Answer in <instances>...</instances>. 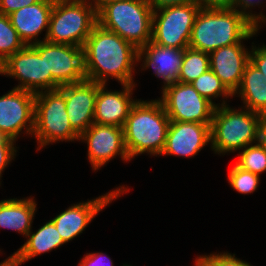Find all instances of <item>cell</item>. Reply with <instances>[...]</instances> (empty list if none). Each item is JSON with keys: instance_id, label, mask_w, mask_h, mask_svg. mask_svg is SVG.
I'll return each mask as SVG.
<instances>
[{"instance_id": "6da1fadb", "label": "cell", "mask_w": 266, "mask_h": 266, "mask_svg": "<svg viewBox=\"0 0 266 266\" xmlns=\"http://www.w3.org/2000/svg\"><path fill=\"white\" fill-rule=\"evenodd\" d=\"M83 58L87 80L106 85L112 77L121 85H136L133 73L138 49L98 23L83 45Z\"/></svg>"}, {"instance_id": "7a4b0ae2", "label": "cell", "mask_w": 266, "mask_h": 266, "mask_svg": "<svg viewBox=\"0 0 266 266\" xmlns=\"http://www.w3.org/2000/svg\"><path fill=\"white\" fill-rule=\"evenodd\" d=\"M169 124V117L159 99H138L123 125L124 143L130 160L144 153L160 156L165 148Z\"/></svg>"}, {"instance_id": "3957f363", "label": "cell", "mask_w": 266, "mask_h": 266, "mask_svg": "<svg viewBox=\"0 0 266 266\" xmlns=\"http://www.w3.org/2000/svg\"><path fill=\"white\" fill-rule=\"evenodd\" d=\"M258 32L235 9H200L191 31L189 48L210 53L248 40Z\"/></svg>"}, {"instance_id": "277c9868", "label": "cell", "mask_w": 266, "mask_h": 266, "mask_svg": "<svg viewBox=\"0 0 266 266\" xmlns=\"http://www.w3.org/2000/svg\"><path fill=\"white\" fill-rule=\"evenodd\" d=\"M261 118L262 115L242 107L232 109L228 104L215 107L210 126L212 151L225 155L257 143Z\"/></svg>"}, {"instance_id": "5b68a950", "label": "cell", "mask_w": 266, "mask_h": 266, "mask_svg": "<svg viewBox=\"0 0 266 266\" xmlns=\"http://www.w3.org/2000/svg\"><path fill=\"white\" fill-rule=\"evenodd\" d=\"M153 12L149 0H119L105 5L97 18L103 28L141 49L151 41Z\"/></svg>"}, {"instance_id": "8992f818", "label": "cell", "mask_w": 266, "mask_h": 266, "mask_svg": "<svg viewBox=\"0 0 266 266\" xmlns=\"http://www.w3.org/2000/svg\"><path fill=\"white\" fill-rule=\"evenodd\" d=\"M97 23V12L86 0H55L45 41L83 47Z\"/></svg>"}, {"instance_id": "52a82bcc", "label": "cell", "mask_w": 266, "mask_h": 266, "mask_svg": "<svg viewBox=\"0 0 266 266\" xmlns=\"http://www.w3.org/2000/svg\"><path fill=\"white\" fill-rule=\"evenodd\" d=\"M32 136L39 144L37 151L50 143L79 140L67 116L65 96L58 89L36 94Z\"/></svg>"}, {"instance_id": "ba28073f", "label": "cell", "mask_w": 266, "mask_h": 266, "mask_svg": "<svg viewBox=\"0 0 266 266\" xmlns=\"http://www.w3.org/2000/svg\"><path fill=\"white\" fill-rule=\"evenodd\" d=\"M200 9L197 2L154 9L151 41L164 47L188 48Z\"/></svg>"}, {"instance_id": "9c48e42d", "label": "cell", "mask_w": 266, "mask_h": 266, "mask_svg": "<svg viewBox=\"0 0 266 266\" xmlns=\"http://www.w3.org/2000/svg\"><path fill=\"white\" fill-rule=\"evenodd\" d=\"M3 76L18 79L16 89L34 94L53 90V77L46 75L45 41L26 45L6 60Z\"/></svg>"}, {"instance_id": "30bf717a", "label": "cell", "mask_w": 266, "mask_h": 266, "mask_svg": "<svg viewBox=\"0 0 266 266\" xmlns=\"http://www.w3.org/2000/svg\"><path fill=\"white\" fill-rule=\"evenodd\" d=\"M162 102L170 121L211 124L215 106L190 83L175 82L162 87Z\"/></svg>"}, {"instance_id": "8fae6325", "label": "cell", "mask_w": 266, "mask_h": 266, "mask_svg": "<svg viewBox=\"0 0 266 266\" xmlns=\"http://www.w3.org/2000/svg\"><path fill=\"white\" fill-rule=\"evenodd\" d=\"M35 96L32 92L16 88L0 96V131L15 141L24 129V133L32 137Z\"/></svg>"}, {"instance_id": "7c38bea8", "label": "cell", "mask_w": 266, "mask_h": 266, "mask_svg": "<svg viewBox=\"0 0 266 266\" xmlns=\"http://www.w3.org/2000/svg\"><path fill=\"white\" fill-rule=\"evenodd\" d=\"M79 140L87 143L88 160L95 171L117 155L123 161H130L124 143L123 127L93 123L80 135Z\"/></svg>"}, {"instance_id": "4fadbf2b", "label": "cell", "mask_w": 266, "mask_h": 266, "mask_svg": "<svg viewBox=\"0 0 266 266\" xmlns=\"http://www.w3.org/2000/svg\"><path fill=\"white\" fill-rule=\"evenodd\" d=\"M125 185L110 190L95 199L69 206L65 211L51 219L65 243L72 241L88 227V224L113 200L129 192Z\"/></svg>"}, {"instance_id": "5bb4252c", "label": "cell", "mask_w": 266, "mask_h": 266, "mask_svg": "<svg viewBox=\"0 0 266 266\" xmlns=\"http://www.w3.org/2000/svg\"><path fill=\"white\" fill-rule=\"evenodd\" d=\"M46 75L53 77V90L86 79L83 47L45 41Z\"/></svg>"}, {"instance_id": "9a60e30c", "label": "cell", "mask_w": 266, "mask_h": 266, "mask_svg": "<svg viewBox=\"0 0 266 266\" xmlns=\"http://www.w3.org/2000/svg\"><path fill=\"white\" fill-rule=\"evenodd\" d=\"M101 85L85 79L58 89L65 96L66 112L70 124L79 135L94 123L96 96Z\"/></svg>"}, {"instance_id": "2e32d148", "label": "cell", "mask_w": 266, "mask_h": 266, "mask_svg": "<svg viewBox=\"0 0 266 266\" xmlns=\"http://www.w3.org/2000/svg\"><path fill=\"white\" fill-rule=\"evenodd\" d=\"M211 124L170 121L162 155L194 157L211 143Z\"/></svg>"}, {"instance_id": "e0dca14e", "label": "cell", "mask_w": 266, "mask_h": 266, "mask_svg": "<svg viewBox=\"0 0 266 266\" xmlns=\"http://www.w3.org/2000/svg\"><path fill=\"white\" fill-rule=\"evenodd\" d=\"M250 61V50L240 43L218 48L209 53L210 69L234 95L242 82L243 73Z\"/></svg>"}, {"instance_id": "ac0fdd59", "label": "cell", "mask_w": 266, "mask_h": 266, "mask_svg": "<svg viewBox=\"0 0 266 266\" xmlns=\"http://www.w3.org/2000/svg\"><path fill=\"white\" fill-rule=\"evenodd\" d=\"M105 86L107 85L102 84L98 88L94 123L123 127L132 106L137 101L132 99L136 85L123 84L122 91H109Z\"/></svg>"}, {"instance_id": "d6986e66", "label": "cell", "mask_w": 266, "mask_h": 266, "mask_svg": "<svg viewBox=\"0 0 266 266\" xmlns=\"http://www.w3.org/2000/svg\"><path fill=\"white\" fill-rule=\"evenodd\" d=\"M54 1L40 0L33 5L20 8L8 15L12 26L18 32L20 39L25 45H33L40 41H45ZM44 29L46 30L45 37L40 40L38 37L42 31H45Z\"/></svg>"}, {"instance_id": "ffe728a7", "label": "cell", "mask_w": 266, "mask_h": 266, "mask_svg": "<svg viewBox=\"0 0 266 266\" xmlns=\"http://www.w3.org/2000/svg\"><path fill=\"white\" fill-rule=\"evenodd\" d=\"M183 56L184 49L164 47L152 41L138 49V62H143L142 70L153 68V74L163 80V86L178 82Z\"/></svg>"}, {"instance_id": "44dd1931", "label": "cell", "mask_w": 266, "mask_h": 266, "mask_svg": "<svg viewBox=\"0 0 266 266\" xmlns=\"http://www.w3.org/2000/svg\"><path fill=\"white\" fill-rule=\"evenodd\" d=\"M33 198H11L0 201V228L10 229L27 236L32 230L33 217L37 210Z\"/></svg>"}, {"instance_id": "7402d4cb", "label": "cell", "mask_w": 266, "mask_h": 266, "mask_svg": "<svg viewBox=\"0 0 266 266\" xmlns=\"http://www.w3.org/2000/svg\"><path fill=\"white\" fill-rule=\"evenodd\" d=\"M241 97L243 108L266 116V76L250 61L247 63L242 82L234 95Z\"/></svg>"}, {"instance_id": "603a6c76", "label": "cell", "mask_w": 266, "mask_h": 266, "mask_svg": "<svg viewBox=\"0 0 266 266\" xmlns=\"http://www.w3.org/2000/svg\"><path fill=\"white\" fill-rule=\"evenodd\" d=\"M26 238L23 246L15 252L25 262L65 244L52 220L46 222L36 232L30 231Z\"/></svg>"}, {"instance_id": "cb8c5ba5", "label": "cell", "mask_w": 266, "mask_h": 266, "mask_svg": "<svg viewBox=\"0 0 266 266\" xmlns=\"http://www.w3.org/2000/svg\"><path fill=\"white\" fill-rule=\"evenodd\" d=\"M208 69H210L209 53L188 47L184 49L178 82L192 83Z\"/></svg>"}, {"instance_id": "d4e9b609", "label": "cell", "mask_w": 266, "mask_h": 266, "mask_svg": "<svg viewBox=\"0 0 266 266\" xmlns=\"http://www.w3.org/2000/svg\"><path fill=\"white\" fill-rule=\"evenodd\" d=\"M190 84L202 97L210 101L215 107H218L219 105H227L224 98L227 100V98L234 96L211 69H208ZM218 97H224L221 104H216L212 100L214 98L217 99Z\"/></svg>"}, {"instance_id": "484cf974", "label": "cell", "mask_w": 266, "mask_h": 266, "mask_svg": "<svg viewBox=\"0 0 266 266\" xmlns=\"http://www.w3.org/2000/svg\"><path fill=\"white\" fill-rule=\"evenodd\" d=\"M238 156L235 164L241 169L259 176L266 171V150L258 142L246 146Z\"/></svg>"}, {"instance_id": "4316f807", "label": "cell", "mask_w": 266, "mask_h": 266, "mask_svg": "<svg viewBox=\"0 0 266 266\" xmlns=\"http://www.w3.org/2000/svg\"><path fill=\"white\" fill-rule=\"evenodd\" d=\"M25 46L12 26L9 16L0 14V55L7 60Z\"/></svg>"}, {"instance_id": "83f0119b", "label": "cell", "mask_w": 266, "mask_h": 266, "mask_svg": "<svg viewBox=\"0 0 266 266\" xmlns=\"http://www.w3.org/2000/svg\"><path fill=\"white\" fill-rule=\"evenodd\" d=\"M228 181L238 193L251 194L258 189L260 176L245 171L235 164L228 173Z\"/></svg>"}, {"instance_id": "f1b7e54d", "label": "cell", "mask_w": 266, "mask_h": 266, "mask_svg": "<svg viewBox=\"0 0 266 266\" xmlns=\"http://www.w3.org/2000/svg\"><path fill=\"white\" fill-rule=\"evenodd\" d=\"M262 4L263 0H234L233 9H235L238 13L242 14L246 19H248V21L255 26V29L258 32L261 27L260 24L266 23V15H264L262 11H260L259 14L252 13L253 11L250 9L255 6L259 7V5L261 6Z\"/></svg>"}, {"instance_id": "f546056e", "label": "cell", "mask_w": 266, "mask_h": 266, "mask_svg": "<svg viewBox=\"0 0 266 266\" xmlns=\"http://www.w3.org/2000/svg\"><path fill=\"white\" fill-rule=\"evenodd\" d=\"M196 260L201 264V266H253L244 260H240L235 257V254L228 252L210 254V255H200Z\"/></svg>"}, {"instance_id": "4dcf8cb0", "label": "cell", "mask_w": 266, "mask_h": 266, "mask_svg": "<svg viewBox=\"0 0 266 266\" xmlns=\"http://www.w3.org/2000/svg\"><path fill=\"white\" fill-rule=\"evenodd\" d=\"M15 143V140L9 138L2 131H0V180L2 177V172L16 157L17 150L16 146L14 147V145H16Z\"/></svg>"}, {"instance_id": "1f68e13d", "label": "cell", "mask_w": 266, "mask_h": 266, "mask_svg": "<svg viewBox=\"0 0 266 266\" xmlns=\"http://www.w3.org/2000/svg\"><path fill=\"white\" fill-rule=\"evenodd\" d=\"M256 47L252 45V49L250 51V62L257 67L259 71L262 72L264 76H266V45Z\"/></svg>"}, {"instance_id": "d6a6232c", "label": "cell", "mask_w": 266, "mask_h": 266, "mask_svg": "<svg viewBox=\"0 0 266 266\" xmlns=\"http://www.w3.org/2000/svg\"><path fill=\"white\" fill-rule=\"evenodd\" d=\"M106 256L107 255L102 252L87 253L79 262L78 266H114L111 258H108L109 256Z\"/></svg>"}, {"instance_id": "836d02e7", "label": "cell", "mask_w": 266, "mask_h": 266, "mask_svg": "<svg viewBox=\"0 0 266 266\" xmlns=\"http://www.w3.org/2000/svg\"><path fill=\"white\" fill-rule=\"evenodd\" d=\"M40 0H0V14L10 15L25 6L33 5Z\"/></svg>"}, {"instance_id": "e575fe53", "label": "cell", "mask_w": 266, "mask_h": 266, "mask_svg": "<svg viewBox=\"0 0 266 266\" xmlns=\"http://www.w3.org/2000/svg\"><path fill=\"white\" fill-rule=\"evenodd\" d=\"M202 9H230L234 6V0H196Z\"/></svg>"}, {"instance_id": "d590c367", "label": "cell", "mask_w": 266, "mask_h": 266, "mask_svg": "<svg viewBox=\"0 0 266 266\" xmlns=\"http://www.w3.org/2000/svg\"><path fill=\"white\" fill-rule=\"evenodd\" d=\"M153 9H161L168 6L183 5L196 2V0H149Z\"/></svg>"}, {"instance_id": "8d00e7d4", "label": "cell", "mask_w": 266, "mask_h": 266, "mask_svg": "<svg viewBox=\"0 0 266 266\" xmlns=\"http://www.w3.org/2000/svg\"><path fill=\"white\" fill-rule=\"evenodd\" d=\"M266 150V116H262L258 126V141Z\"/></svg>"}, {"instance_id": "74e56055", "label": "cell", "mask_w": 266, "mask_h": 266, "mask_svg": "<svg viewBox=\"0 0 266 266\" xmlns=\"http://www.w3.org/2000/svg\"><path fill=\"white\" fill-rule=\"evenodd\" d=\"M22 263L26 262L14 252V254H11V256L1 262L0 266H21Z\"/></svg>"}, {"instance_id": "f35d334b", "label": "cell", "mask_w": 266, "mask_h": 266, "mask_svg": "<svg viewBox=\"0 0 266 266\" xmlns=\"http://www.w3.org/2000/svg\"><path fill=\"white\" fill-rule=\"evenodd\" d=\"M98 13L105 5L119 0H86Z\"/></svg>"}, {"instance_id": "ab89813d", "label": "cell", "mask_w": 266, "mask_h": 266, "mask_svg": "<svg viewBox=\"0 0 266 266\" xmlns=\"http://www.w3.org/2000/svg\"><path fill=\"white\" fill-rule=\"evenodd\" d=\"M6 60L0 55V75L3 74L5 69Z\"/></svg>"}, {"instance_id": "60d3db41", "label": "cell", "mask_w": 266, "mask_h": 266, "mask_svg": "<svg viewBox=\"0 0 266 266\" xmlns=\"http://www.w3.org/2000/svg\"><path fill=\"white\" fill-rule=\"evenodd\" d=\"M194 266H201V264L195 259V265Z\"/></svg>"}]
</instances>
